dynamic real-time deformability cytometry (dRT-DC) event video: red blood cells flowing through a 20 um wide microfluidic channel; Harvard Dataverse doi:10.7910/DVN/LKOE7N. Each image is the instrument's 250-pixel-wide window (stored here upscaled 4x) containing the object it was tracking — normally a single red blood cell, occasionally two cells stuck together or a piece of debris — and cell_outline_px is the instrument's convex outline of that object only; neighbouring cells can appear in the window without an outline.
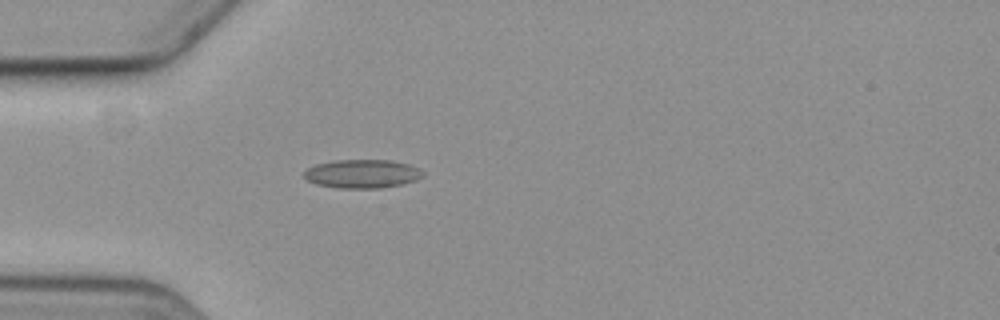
{"species": "common noctule bat (a hibernating species)", "species_latin": "Nyctalus noctula", "temperature_condition": "cold", "stored_images_in_passage": 2, "camera_frame_rate_fps": 3000, "um_per_image_px": 0.085, "animal": {"sex": "female", "body_mass_g": 19.3, "forearm_length_mm": 54.1}, "frame": {"image": 1, "passage_image": 2, "time_ms": 2.0, "image_size_px": [1000, 320], "cell_outline_px": [[424, 176], [416, 180], [400, 184], [380, 188], [340, 188], [316, 184], [308, 180], [304, 176], [304, 172], [308, 168], [316, 164], [336, 160], [392, 160], [408, 164], [420, 168], [424, 172]], "centroid_in_image_um": [30.82, 14.76], "position_along_channel_um": 54.2, "area_um2": 19.77}}